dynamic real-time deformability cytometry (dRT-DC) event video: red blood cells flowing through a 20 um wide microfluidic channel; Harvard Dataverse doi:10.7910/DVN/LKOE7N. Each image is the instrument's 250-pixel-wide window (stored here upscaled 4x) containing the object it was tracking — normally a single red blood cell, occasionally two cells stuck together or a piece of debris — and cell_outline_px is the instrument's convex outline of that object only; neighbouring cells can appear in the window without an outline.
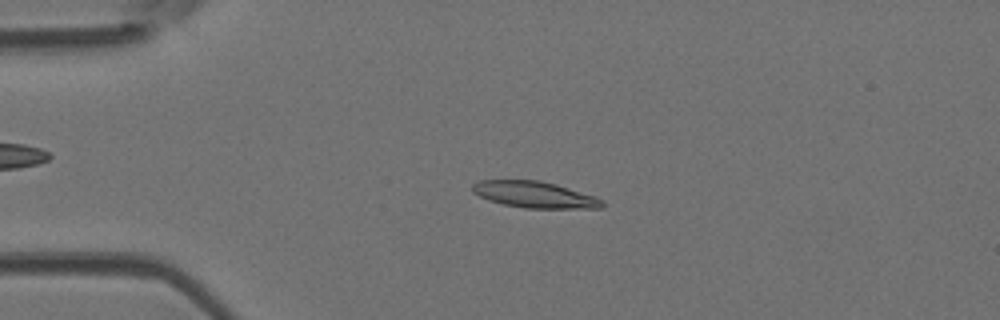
{"species": "Egyptian fruit bat (a non-hibernating species)", "species_latin": "Rousettus aegyptiacus", "temperature_condition": "room temperature", "stored_images_in_passage": 49, "camera_frame_rate_fps": 3000, "um_per_image_px": 0.085, "animal": {"sex": "female"}, "frame": {"image": 1, "passage_image": 9, "time_ms": 2.667, "image_size_px": [1000, 320], "cell_outline_px": [[604, 208], [524, 208], [504, 204], [488, 200], [472, 192], [472, 184], [480, 180], [540, 180], [556, 184], [596, 196], [604, 200]], "centroid_in_image_um": [45.47, 16.54], "position_along_channel_um": 39.5, "area_um2": 20.06}}
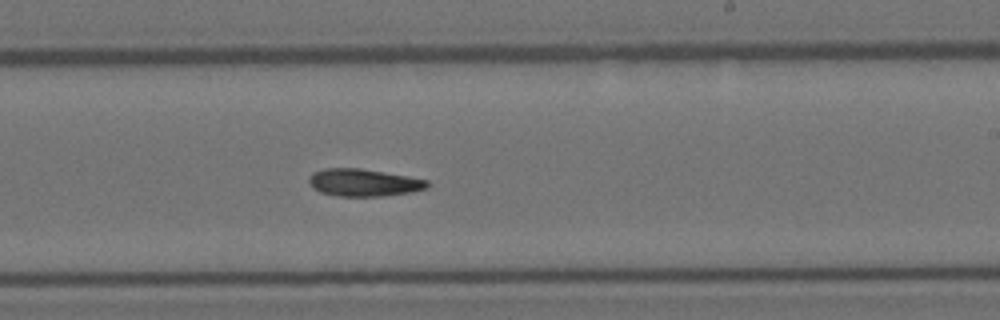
{"frame": {"image": 2, "passage_image": 28, "time_ms": 9.0, "image_size_px": [1000, 320], "cell_outline_px": [[432, 184], [428, 188], [412, 192], [384, 196], [336, 196], [320, 192], [312, 188], [308, 184], [308, 180], [312, 172], [324, 168], [360, 168], [408, 176], [428, 180]], "centroid_in_image_um": [30.91, 15.52], "position_along_channel_um": 258.1, "area_um2": 19.19}}
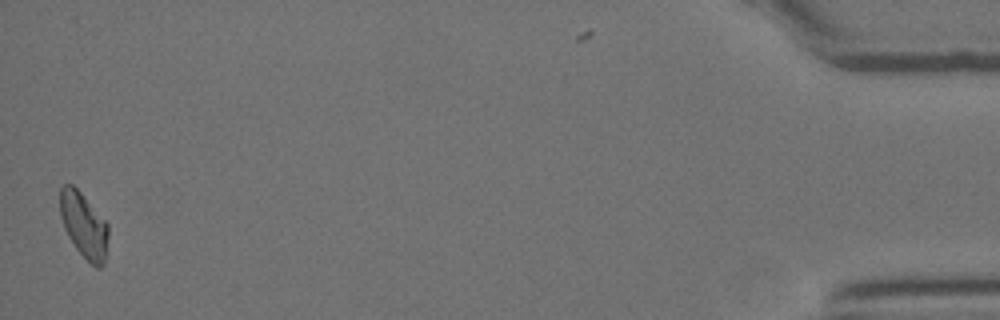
{"frame": {"image": 3, "passage_image": 48, "time_ms": 15.667, "image_size_px": [1000, 320], "cell_outline_px": [[108, 236], [104, 264], [100, 268], [96, 268], [76, 248], [68, 236], [64, 228], [60, 216], [60, 188], [64, 184], [72, 184], [80, 192], [108, 224]], "centroid_in_image_um": [7.12, 19.14], "position_along_channel_um": 428.1, "area_um2": 18.09}}